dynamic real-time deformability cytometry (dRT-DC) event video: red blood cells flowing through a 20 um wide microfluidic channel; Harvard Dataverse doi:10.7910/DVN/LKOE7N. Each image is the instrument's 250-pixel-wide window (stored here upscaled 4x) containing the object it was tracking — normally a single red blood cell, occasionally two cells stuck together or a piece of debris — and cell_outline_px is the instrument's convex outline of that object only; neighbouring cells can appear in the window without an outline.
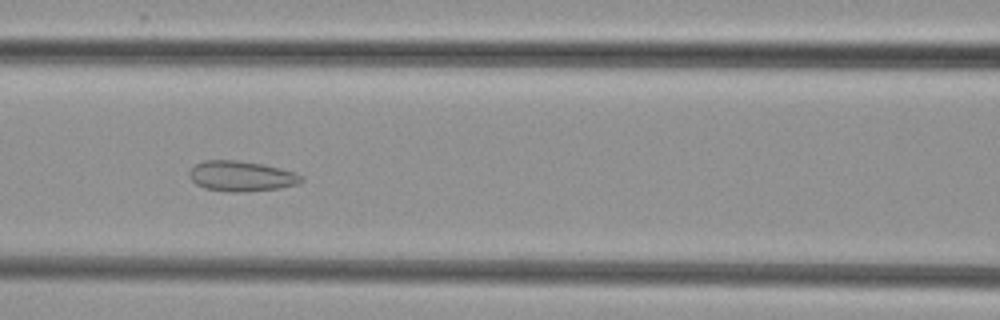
{"species": "common noctule bat (a hibernating species)", "species_latin": "Nyctalus noctula", "temperature_condition": "cold", "stored_images_in_passage": 9, "camera_frame_rate_fps": 3000, "um_per_image_px": 0.085, "animal": {"sex": "female", "body_mass_g": 29.2, "forearm_length_mm": 56.3}, "frame": {"image": 1, "passage_image": 7, "time_ms": 8.0, "image_size_px": [1000, 320], "cell_outline_px": [[304, 180], [296, 184], [280, 188], [240, 192], [228, 192], [204, 188], [196, 184], [188, 176], [188, 172], [196, 164], [204, 160], [236, 160], [264, 164], [296, 172], [304, 176]], "centroid_in_image_um": [20.52, 14.97], "position_along_channel_um": 146.1, "area_um2": 19.94}}
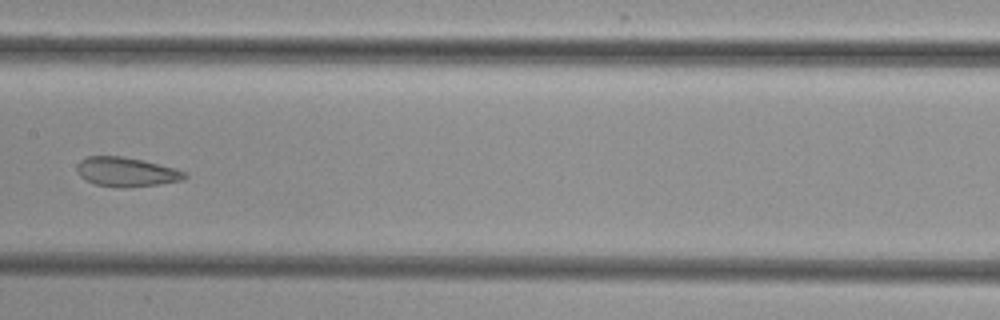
{"frame": {"image": 2, "passage_image": 8, "time_ms": 9.333, "image_size_px": [1000, 320], "cell_outline_px": [[188, 176], [184, 180], [160, 184], [124, 188], [120, 188], [96, 184], [80, 176], [76, 168], [80, 160], [88, 156], [124, 156], [144, 160], [176, 168], [188, 172]], "centroid_in_image_um": [10.8, 14.61], "position_along_channel_um": 196.6, "area_um2": 18.61}}
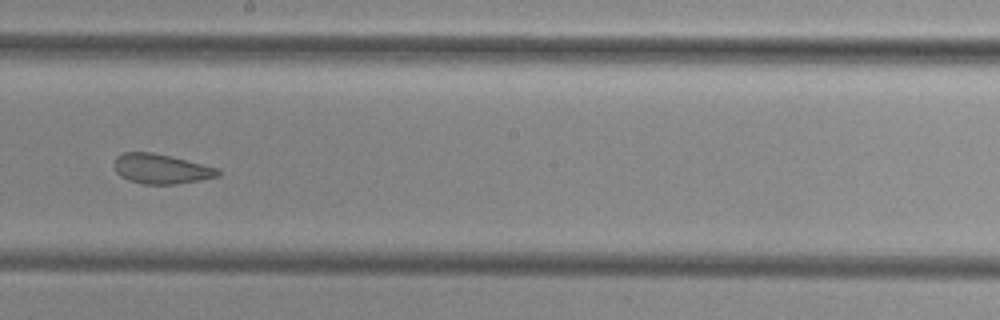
{"frame": {"image": 3, "passage_image": 9, "time_ms": 10.333, "image_size_px": [1000, 320], "cell_outline_px": [[220, 176], [200, 180], [176, 184], [144, 184], [128, 180], [120, 176], [116, 172], [112, 164], [116, 156], [124, 152], [152, 152], [216, 168], [220, 172]], "centroid_in_image_um": [13.62, 14.36], "position_along_channel_um": 234.6, "area_um2": 17.86}}